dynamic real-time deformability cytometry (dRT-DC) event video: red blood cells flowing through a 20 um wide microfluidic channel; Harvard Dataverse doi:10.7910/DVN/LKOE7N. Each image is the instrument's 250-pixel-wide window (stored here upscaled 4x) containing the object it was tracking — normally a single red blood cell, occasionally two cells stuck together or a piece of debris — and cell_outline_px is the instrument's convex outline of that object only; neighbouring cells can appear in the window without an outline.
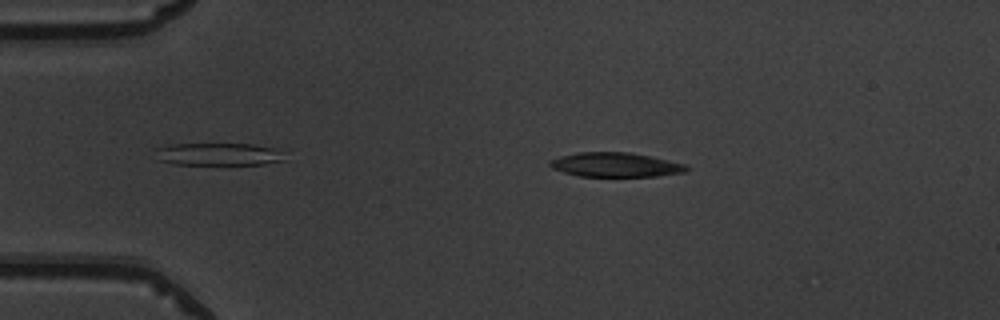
{"species": "common noctule bat (a hibernating species)", "species_latin": "Nyctalus noctula", "temperature_condition": "warm", "stored_images_in_passage": 12, "camera_frame_rate_fps": 3000, "um_per_image_px": 0.085, "animal": {"sex": "male", "body_mass_g": 19.5, "forearm_length_mm": 54.6}, "frame": {"image": 1, "passage_image": 6, "time_ms": 1.667, "image_size_px": [1000, 320], "cell_outline_px": [[692, 168], [684, 172], [656, 176], [580, 176], [564, 172], [552, 168], [548, 164], [548, 160], [560, 156], [576, 152], [628, 152], [668, 160], [684, 164]], "centroid_in_image_um": [52.28, 14.0], "position_along_channel_um": 32.7, "area_um2": 19.31}}